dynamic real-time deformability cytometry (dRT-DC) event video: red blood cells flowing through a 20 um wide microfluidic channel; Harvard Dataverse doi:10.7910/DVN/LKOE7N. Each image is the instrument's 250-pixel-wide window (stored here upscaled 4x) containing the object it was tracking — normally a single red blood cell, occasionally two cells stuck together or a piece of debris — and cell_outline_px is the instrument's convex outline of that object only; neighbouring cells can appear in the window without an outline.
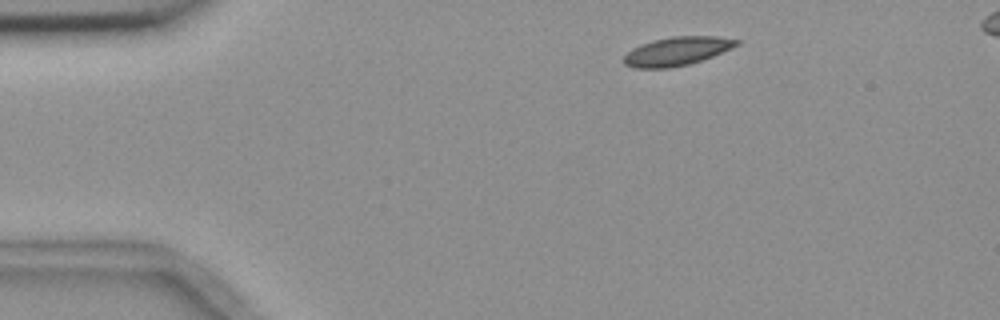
{"species": "common noctule bat (a hibernating species)", "species_latin": "Nyctalus noctula", "temperature_condition": "room temperature", "stored_images_in_passage": 4, "camera_frame_rate_fps": 3000, "um_per_image_px": 0.085, "animal": {"sex": "female", "body_mass_g": 18.4}, "frame": {"image": 1, "passage_image": 1, "time_ms": 0.0, "image_size_px": [1000, 320], "cell_outline_px": [[740, 44], [732, 48], [712, 56], [688, 64], [668, 68], [636, 68], [624, 64], [624, 56], [632, 48], [640, 44], [652, 40], [672, 36], [716, 36], [740, 40]], "centroid_in_image_um": [57.53, 4.34], "position_along_channel_um": 27.5, "area_um2": 18.73}}